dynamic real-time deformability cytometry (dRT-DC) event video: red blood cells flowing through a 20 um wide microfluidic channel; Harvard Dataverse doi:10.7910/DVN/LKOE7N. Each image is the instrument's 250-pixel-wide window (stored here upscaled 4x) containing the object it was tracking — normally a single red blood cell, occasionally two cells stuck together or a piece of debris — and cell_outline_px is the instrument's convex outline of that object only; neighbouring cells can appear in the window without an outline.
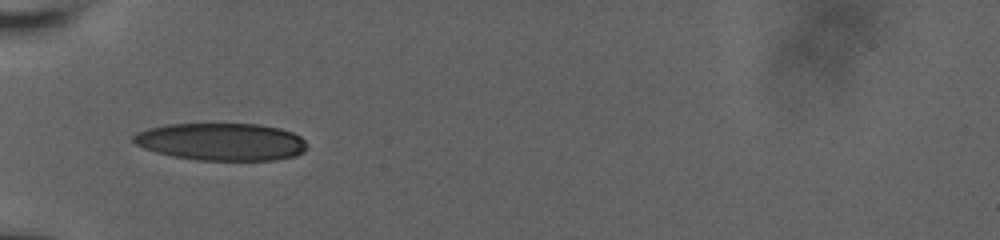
{"species": "human", "species_latin": "Homo sapiens", "temperature_condition": "room temperature", "stored_images_in_passage": 2, "camera_frame_rate_fps": 3000, "um_per_image_px": 0.085, "donor": {"sex": "male"}, "frame": {"image": 1, "passage_image": 1, "time_ms": 0.0, "image_size_px": [1000, 240], "cell_outline_px": [[308, 148], [304, 152], [296, 156], [272, 160], [196, 160], [156, 152], [144, 148], [136, 144], [132, 140], [132, 136], [136, 132], [148, 128], [168, 124], [260, 124], [280, 128], [292, 132], [300, 136], [308, 144]], "centroid_in_image_um": [18.85, 12.04], "position_along_channel_um": 66.2, "area_um2": 38.03}}